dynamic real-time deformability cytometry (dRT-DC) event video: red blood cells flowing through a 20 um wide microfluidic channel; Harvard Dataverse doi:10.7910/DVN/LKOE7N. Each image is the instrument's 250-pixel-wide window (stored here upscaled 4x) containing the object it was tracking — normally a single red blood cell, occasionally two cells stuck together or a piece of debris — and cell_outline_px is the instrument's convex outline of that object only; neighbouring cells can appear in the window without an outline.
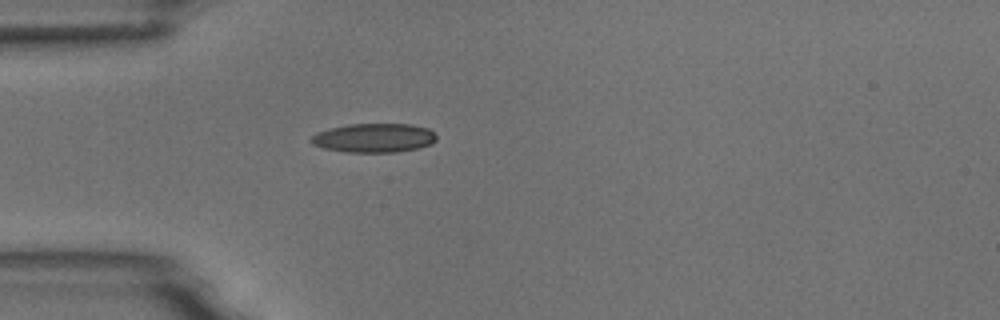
{"species": "common noctule bat (a hibernating species)", "species_latin": "Nyctalus noctula", "temperature_condition": "room temperature", "stored_images_in_passage": 1, "camera_frame_rate_fps": 3000, "um_per_image_px": 0.085, "animal": {"sex": "male", "body_mass_g": 18.8}, "frame": {"image": 1, "passage_image": 1, "time_ms": 0.0, "image_size_px": [1000, 320], "cell_outline_px": [[436, 140], [432, 144], [416, 148], [396, 152], [348, 152], [324, 148], [312, 144], [308, 140], [316, 132], [328, 128], [348, 124], [412, 124], [428, 128], [436, 132]], "centroid_in_image_um": [31.78, 11.71], "position_along_channel_um": 53.2, "area_um2": 21.39}}